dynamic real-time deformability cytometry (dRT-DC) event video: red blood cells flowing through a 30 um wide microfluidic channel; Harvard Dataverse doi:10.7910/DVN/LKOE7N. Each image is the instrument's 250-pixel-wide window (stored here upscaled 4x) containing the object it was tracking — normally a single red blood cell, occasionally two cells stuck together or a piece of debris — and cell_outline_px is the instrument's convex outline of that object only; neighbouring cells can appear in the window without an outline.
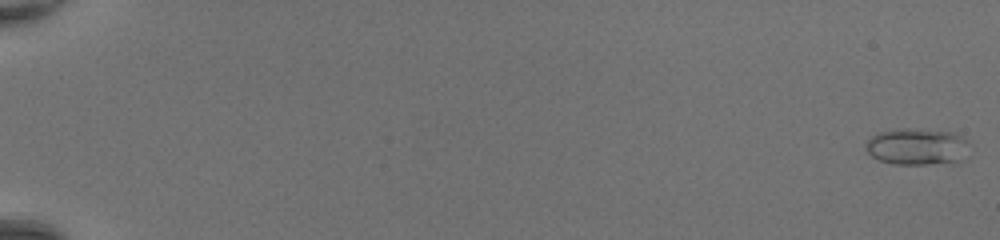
{"species": "common noctule bat (a hibernating species)", "species_latin": "Nyctalus noctula", "temperature_condition": "room temperature", "stored_images_in_passage": 50, "camera_frame_rate_fps": 3000, "um_per_image_px": 0.085, "animal": {"sex": "female", "body_mass_g": 20.0, "forearm_length_mm": 54.0}, "frame": {"image": 1, "passage_image": 1, "time_ms": 0.0, "image_size_px": [1000, 240], "cell_outline_px": [[964, 140], [952, 160], [924, 164], [896, 164], [880, 160], [872, 156], [868, 152], [868, 140], [872, 136], [880, 132], [948, 132], [960, 136]], "centroid_in_image_um": [77.72, 12.5], "position_along_channel_um": 7.3, "area_um2": 19.07}}
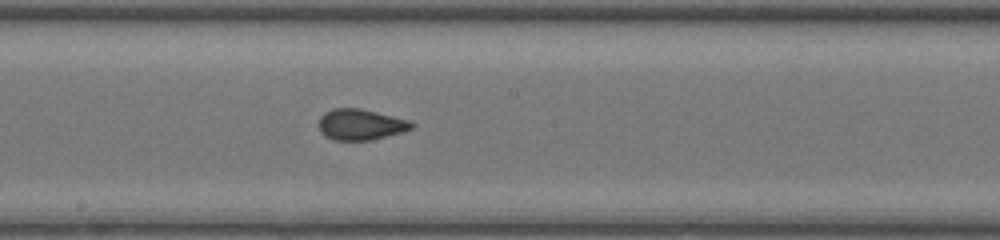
{"frame": {"image": 2, "passage_image": 30, "time_ms": 9.667, "image_size_px": [1000, 240], "cell_outline_px": [[416, 124], [412, 128], [404, 132], [372, 140], [332, 140], [324, 136], [320, 132], [320, 116], [324, 112], [332, 108], [360, 108], [408, 120]], "centroid_in_image_um": [30.65, 10.59], "position_along_channel_um": 217.6, "area_um2": 16.82}}
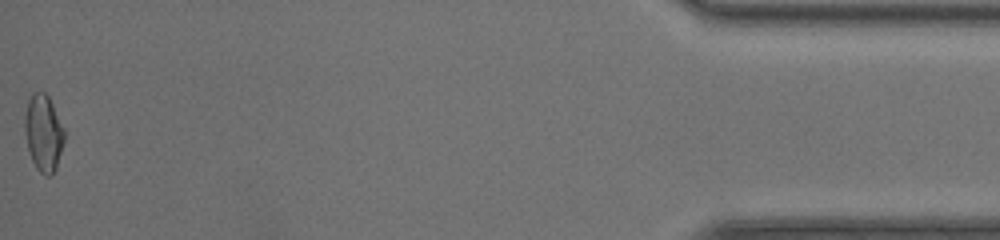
{"frame": {"image": 3, "passage_image": 50, "time_ms": 16.333, "image_size_px": [1000, 240], "cell_outline_px": [[64, 140], [56, 168], [48, 176], [44, 176], [36, 168], [32, 160], [28, 148], [24, 128], [24, 116], [28, 100], [32, 92], [44, 92], [48, 96], [64, 128]], "centroid_in_image_um": [3.68, 11.29], "position_along_channel_um": 431.5, "area_um2": 17.51}, "authors_computed_cell_mechanics": {"area_um2": 16.9932, "velocity_mm_per_s": 4.4202, "shape_relaxation_time_tau1_ms": null, "shape_relaxation_time_tau2_ms": 0.6132, "deformation_change_tau1": null, "deformation_change_tau2": 0.0643}}